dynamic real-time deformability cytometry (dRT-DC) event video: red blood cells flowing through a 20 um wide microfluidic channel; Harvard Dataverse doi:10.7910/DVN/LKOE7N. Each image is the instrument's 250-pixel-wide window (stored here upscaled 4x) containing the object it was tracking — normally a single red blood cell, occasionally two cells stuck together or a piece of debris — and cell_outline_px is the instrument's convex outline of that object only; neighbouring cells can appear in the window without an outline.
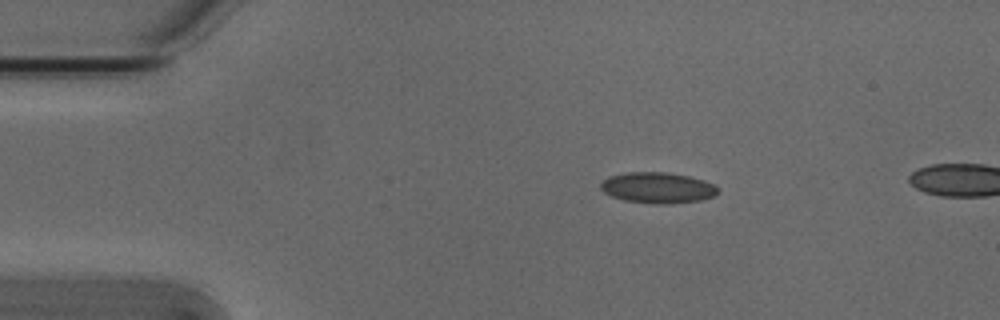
{"species": "Egyptian fruit bat (a non-hibernating species)", "species_latin": "Rousettus aegyptiacus", "temperature_condition": "cold", "stored_images_in_passage": 5, "camera_frame_rate_fps": 3000, "um_per_image_px": 0.085, "animal": {"sex": "male"}, "frame": {"image": 1, "passage_image": 1, "time_ms": 0.0, "image_size_px": [1000, 320], "cell_outline_px": [[720, 192], [716, 196], [700, 200], [672, 204], [656, 204], [624, 200], [612, 196], [604, 192], [600, 188], [600, 184], [608, 176], [628, 172], [668, 172], [688, 176], [704, 180], [716, 184], [720, 188]], "centroid_in_image_um": [55.96, 15.96], "position_along_channel_um": 29.0, "area_um2": 21.39}}
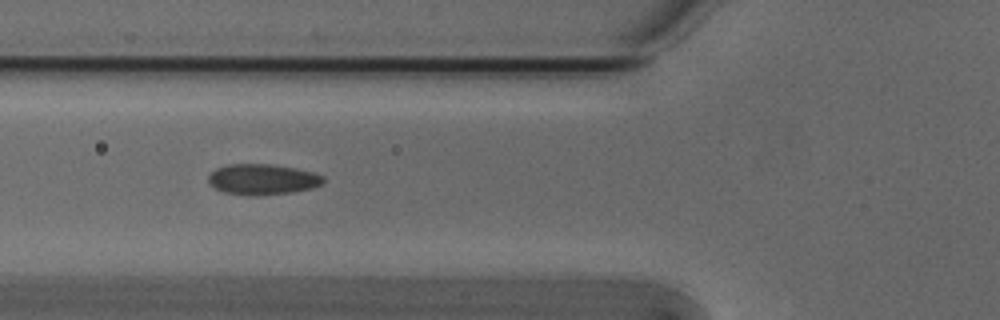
{"frame": {"image": 2, "passage_image": 4, "time_ms": 1.0, "image_size_px": [1000, 320], "cell_outline_px": [[324, 180], [320, 184], [312, 188], [292, 192], [256, 196], [248, 196], [224, 192], [216, 188], [208, 180], [208, 176], [216, 168], [228, 164], [272, 164], [296, 168], [312, 172], [324, 176]], "centroid_in_image_um": [22.31, 15.24], "position_along_channel_um": 103.5, "area_um2": 20.52}}